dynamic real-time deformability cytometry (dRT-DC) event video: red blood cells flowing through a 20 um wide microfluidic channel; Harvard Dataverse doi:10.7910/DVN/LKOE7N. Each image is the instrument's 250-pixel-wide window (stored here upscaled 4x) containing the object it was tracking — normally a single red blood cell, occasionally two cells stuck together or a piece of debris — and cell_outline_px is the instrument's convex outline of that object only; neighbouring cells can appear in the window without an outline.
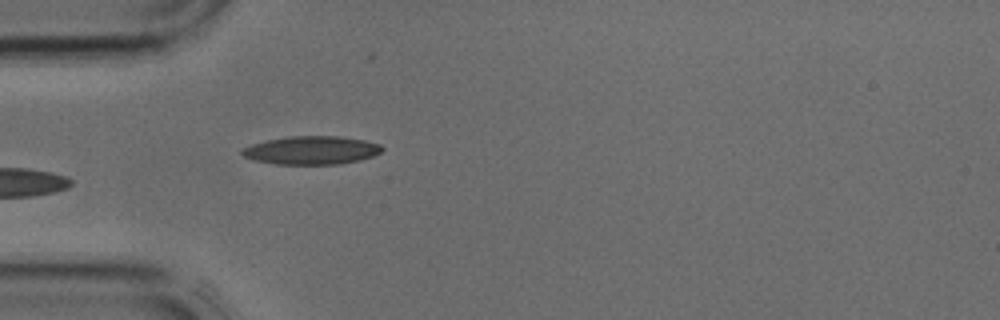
{"species": "common noctule bat (a hibernating species)", "species_latin": "Nyctalus noctula", "temperature_condition": "cold", "stored_images_in_passage": 4, "camera_frame_rate_fps": 3000, "um_per_image_px": 0.085, "animal": {"sex": "male", "body_mass_g": 17.9, "forearm_length_mm": 54.2}, "frame": {"image": 1, "passage_image": 4, "time_ms": 1.0, "image_size_px": [1000, 320], "cell_outline_px": [[384, 148], [380, 152], [372, 156], [360, 160], [340, 164], [276, 164], [256, 160], [244, 156], [240, 152], [240, 148], [252, 144], [268, 140], [288, 136], [340, 136], [364, 140], [380, 144]], "centroid_in_image_um": [26.48, 12.77], "position_along_channel_um": 58.5, "area_um2": 23.06}}